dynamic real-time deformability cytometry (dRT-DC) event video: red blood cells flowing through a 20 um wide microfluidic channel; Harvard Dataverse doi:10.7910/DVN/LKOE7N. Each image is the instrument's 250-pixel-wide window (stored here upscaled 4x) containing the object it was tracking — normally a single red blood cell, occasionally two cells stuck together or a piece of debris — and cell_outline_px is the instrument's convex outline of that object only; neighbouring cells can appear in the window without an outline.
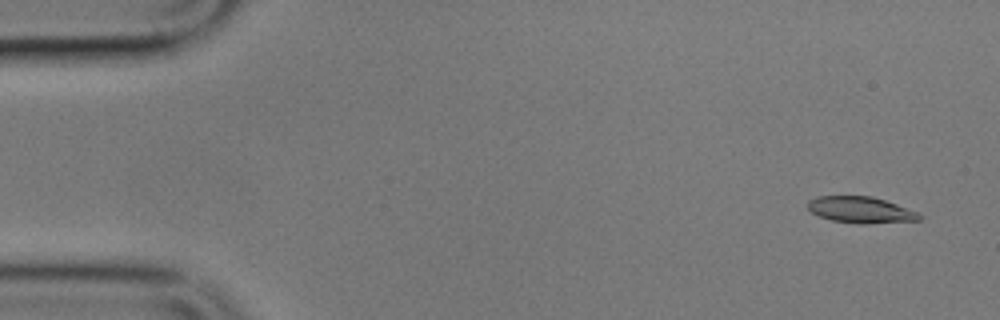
{"species": "common noctule bat (a hibernating species)", "species_latin": "Nyctalus noctula", "temperature_condition": "cold", "stored_images_in_passage": 5, "camera_frame_rate_fps": 3000, "um_per_image_px": 0.085, "animal": {"sex": "male", "body_mass_g": 17.9}, "frame": {"image": 1, "passage_image": 1, "time_ms": 0.0, "image_size_px": [1000, 320], "cell_outline_px": [[924, 216], [920, 220], [864, 224], [832, 220], [820, 216], [812, 212], [808, 208], [808, 200], [816, 196], [872, 196], [920, 212]], "centroid_in_image_um": [73.2, 17.83], "position_along_channel_um": 11.8, "area_um2": 17.11}}
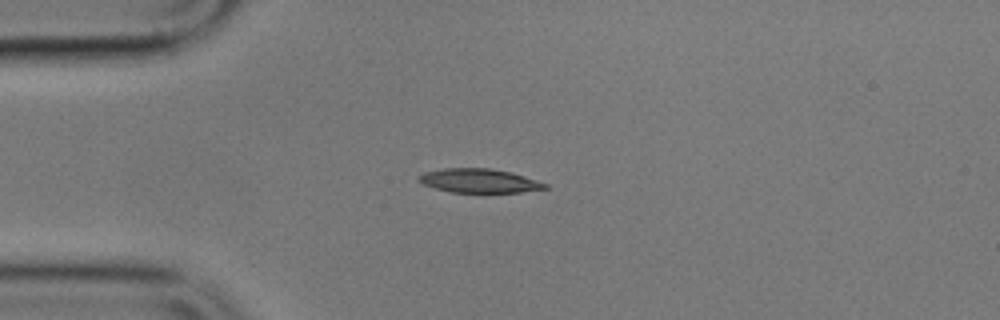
{"frame": {"image": 2, "passage_image": 4, "time_ms": 3.667, "image_size_px": [1000, 320], "cell_outline_px": [[548, 188], [520, 192], [452, 192], [436, 188], [424, 184], [416, 180], [416, 176], [424, 172], [444, 168], [488, 168], [512, 172], [548, 184]], "centroid_in_image_um": [40.7, 15.35], "position_along_channel_um": 44.3, "area_um2": 17.57}}